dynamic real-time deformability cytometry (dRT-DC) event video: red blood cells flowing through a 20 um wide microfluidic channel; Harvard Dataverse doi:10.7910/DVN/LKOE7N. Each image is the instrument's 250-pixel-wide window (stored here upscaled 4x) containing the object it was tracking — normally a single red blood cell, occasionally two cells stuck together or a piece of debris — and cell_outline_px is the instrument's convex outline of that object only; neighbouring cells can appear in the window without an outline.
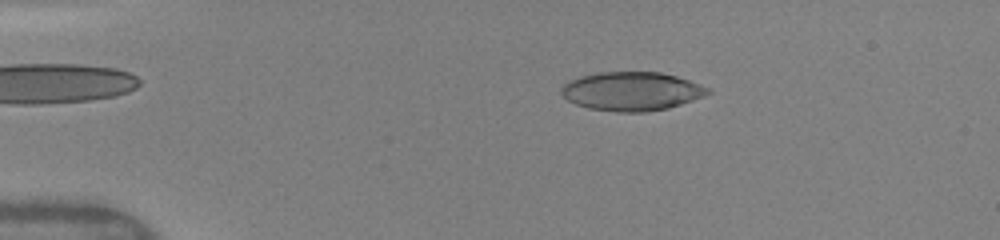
{"species": "human", "species_latin": "Homo sapiens", "temperature_condition": "warm", "stored_images_in_passage": 10, "camera_frame_rate_fps": 3000, "um_per_image_px": 0.085, "donor": {"sex": "female"}, "frame": {"image": 1, "passage_image": 5, "time_ms": 2.667, "image_size_px": [1000, 240], "cell_outline_px": [[712, 92], [704, 96], [668, 108], [648, 112], [616, 112], [588, 108], [576, 104], [568, 100], [560, 92], [560, 88], [564, 84], [580, 76], [596, 72], [660, 72], [676, 76], [700, 84], [708, 88]], "centroid_in_image_um": [53.68, 7.76], "position_along_channel_um": 31.3, "area_um2": 33.06}}
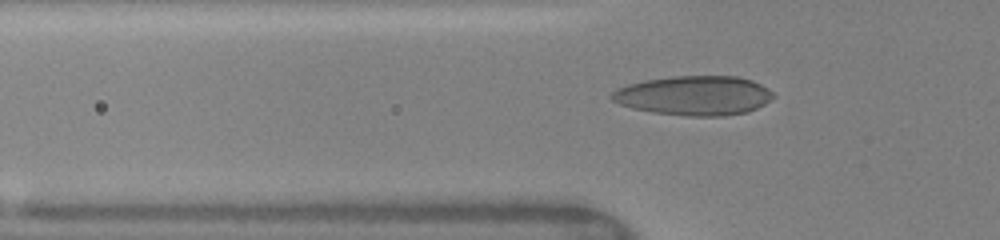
{"frame": {"image": 2, "passage_image": 9, "time_ms": 5.0, "image_size_px": [1000, 240], "cell_outline_px": [[776, 96], [764, 104], [748, 112], [724, 116], [684, 116], [652, 112], [632, 108], [620, 104], [612, 100], [608, 96], [616, 88], [628, 84], [644, 80], [672, 76], [736, 76], [752, 80], [768, 88]], "centroid_in_image_um": [58.99, 8.12], "position_along_channel_um": 66.8, "area_um2": 37.4}}